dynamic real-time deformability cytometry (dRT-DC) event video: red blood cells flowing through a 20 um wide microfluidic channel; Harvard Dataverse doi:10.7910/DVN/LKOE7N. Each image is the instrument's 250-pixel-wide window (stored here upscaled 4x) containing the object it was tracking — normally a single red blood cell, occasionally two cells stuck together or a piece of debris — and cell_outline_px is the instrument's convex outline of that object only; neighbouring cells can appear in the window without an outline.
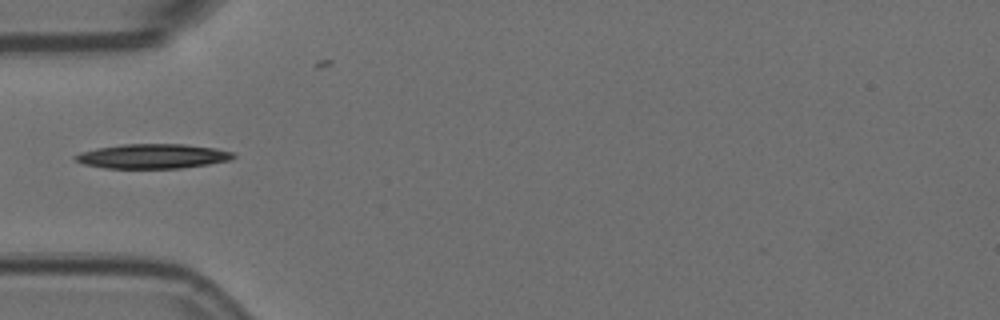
{"species": "Egyptian fruit bat (a non-hibernating species)", "species_latin": "Rousettus aegyptiacus", "temperature_condition": "room temperature", "stored_images_in_passage": 37, "camera_frame_rate_fps": 3000, "um_per_image_px": 0.085, "animal": {"sex": "female"}, "frame": {"image": 1, "passage_image": 1, "time_ms": 0.0, "image_size_px": [1000, 320], "cell_outline_px": [[236, 156], [228, 160], [208, 164], [180, 168], [104, 168], [84, 164], [76, 160], [72, 156], [80, 152], [96, 148], [124, 144], [184, 144], [216, 148], [232, 152]], "centroid_in_image_um": [12.95, 13.27], "position_along_channel_um": 72.1, "area_um2": 22.54}}
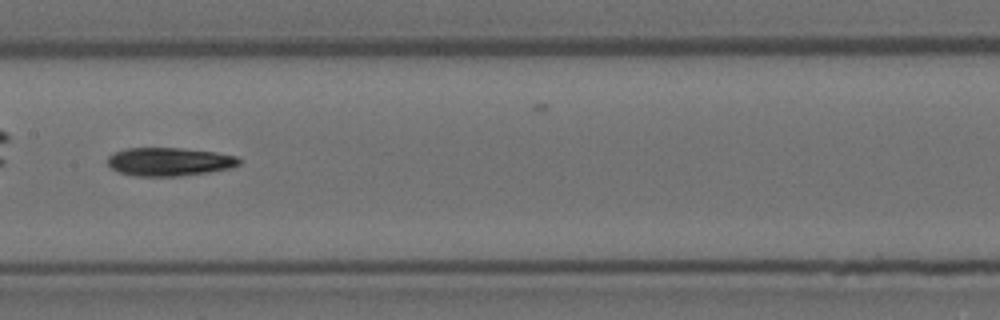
{"frame": {"image": 2, "passage_image": 11, "time_ms": 3.333, "image_size_px": [1000, 320], "cell_outline_px": [[240, 164], [232, 168], [208, 172], [180, 176], [136, 176], [120, 172], [112, 168], [108, 164], [108, 156], [112, 152], [128, 148], [180, 148], [216, 152], [236, 156], [240, 160]], "centroid_in_image_um": [14.39, 13.74], "position_along_channel_um": 193.0, "area_um2": 21.73}}
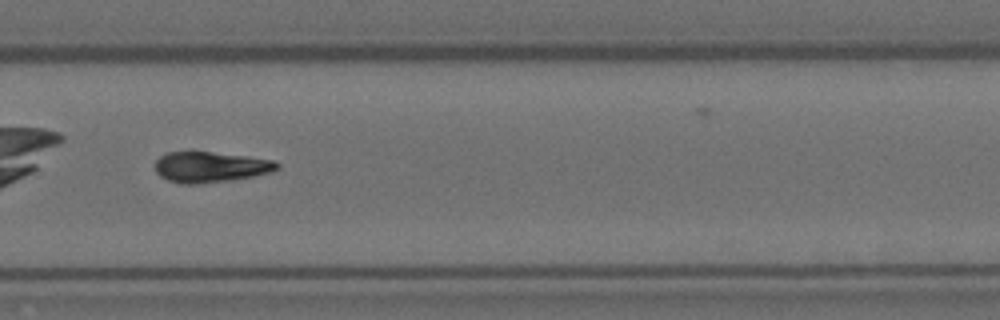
{"frame": {"image": 3, "passage_image": 21, "time_ms": 6.667, "image_size_px": [1000, 320], "cell_outline_px": [[280, 168], [272, 172], [252, 176], [228, 180], [196, 184], [180, 184], [168, 180], [160, 176], [156, 172], [156, 160], [160, 156], [168, 152], [212, 152], [244, 156], [272, 160], [280, 164]], "centroid_in_image_um": [17.88, 14.2], "position_along_channel_um": 311.9, "area_um2": 21.56}}